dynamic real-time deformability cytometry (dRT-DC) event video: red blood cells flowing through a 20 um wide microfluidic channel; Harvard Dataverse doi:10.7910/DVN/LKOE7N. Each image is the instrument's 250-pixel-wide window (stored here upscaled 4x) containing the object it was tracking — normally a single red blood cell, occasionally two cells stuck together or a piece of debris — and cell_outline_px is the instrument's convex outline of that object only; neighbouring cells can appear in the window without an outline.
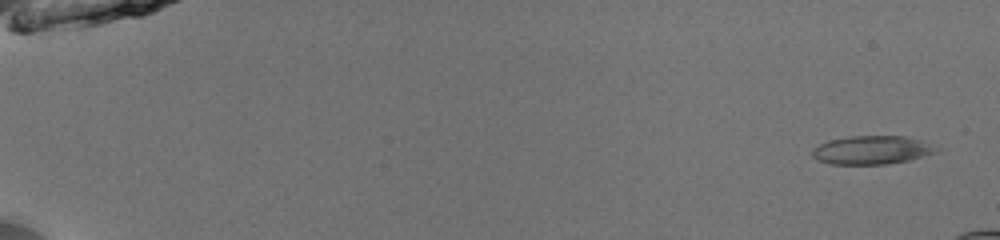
{"species": "common noctule bat (a hibernating species)", "species_latin": "Nyctalus noctula", "temperature_condition": "room temperature", "stored_images_in_passage": 47, "camera_frame_rate_fps": 3000, "um_per_image_px": 0.085, "animal": {"sex": "male", "body_mass_g": 13.0, "forearm_length_mm": 53.1}, "frame": {"image": 1, "passage_image": 1, "time_ms": 0.0, "image_size_px": [1000, 240], "cell_outline_px": [[936, 152], [908, 160], [888, 164], [828, 164], [812, 156], [812, 152], [820, 144], [828, 140], [848, 136], [904, 136], [920, 140], [932, 148]], "centroid_in_image_um": [74.02, 12.75], "position_along_channel_um": 11.0, "area_um2": 20.06}}
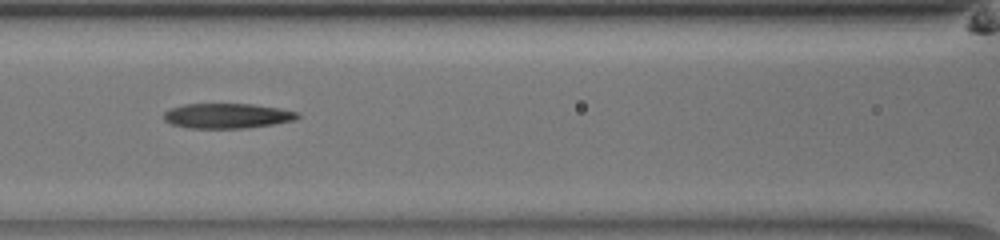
{"frame": {"image": 2, "passage_image": 24, "time_ms": 7.667, "image_size_px": [1000, 240], "cell_outline_px": [[300, 116], [296, 120], [276, 124], [248, 128], [188, 128], [172, 124], [164, 120], [164, 112], [172, 108], [184, 104], [252, 104], [280, 108], [300, 112]], "centroid_in_image_um": [19.37, 9.85], "position_along_channel_um": 147.2, "area_um2": 19.65}}
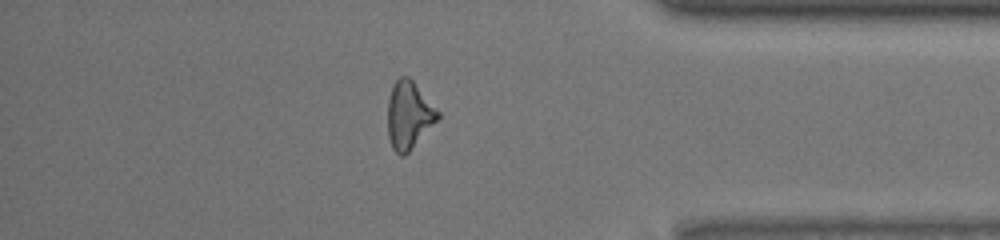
{"frame": {"image": 3, "passage_image": 44, "time_ms": 14.333, "image_size_px": [1000, 240], "cell_outline_px": [[440, 120], [404, 156], [400, 156], [392, 148], [388, 136], [388, 100], [392, 84], [400, 76], [408, 76], [412, 80], [440, 112]], "centroid_in_image_um": [34.77, 9.8], "position_along_channel_um": 400.4, "area_um2": 19.94}}